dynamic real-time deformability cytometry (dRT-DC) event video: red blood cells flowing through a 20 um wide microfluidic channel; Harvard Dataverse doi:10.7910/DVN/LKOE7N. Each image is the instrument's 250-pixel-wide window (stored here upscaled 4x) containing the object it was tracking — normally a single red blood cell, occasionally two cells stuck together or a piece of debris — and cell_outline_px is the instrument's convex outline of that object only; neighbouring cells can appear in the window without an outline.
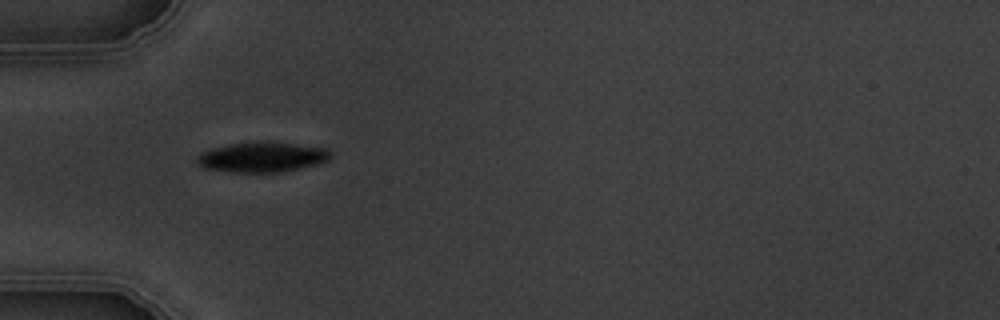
{"species": "common noctule bat (a hibernating species)", "species_latin": "Nyctalus noctula", "temperature_condition": "warm", "stored_images_in_passage": 2, "camera_frame_rate_fps": 3000, "um_per_image_px": 0.085, "animal": {"sex": "male", "body_mass_g": 19.5, "forearm_length_mm": 54.6}, "frame": {"image": 1, "passage_image": 1, "time_ms": 0.0, "image_size_px": [1000, 320], "cell_outline_px": [[332, 156], [328, 160], [320, 164], [284, 172], [228, 172], [204, 168], [196, 164], [196, 156], [200, 152], [212, 148], [232, 144], [292, 144], [324, 148], [332, 152]], "centroid_in_image_um": [22.26, 13.41], "position_along_channel_um": 62.7, "area_um2": 22.89}}